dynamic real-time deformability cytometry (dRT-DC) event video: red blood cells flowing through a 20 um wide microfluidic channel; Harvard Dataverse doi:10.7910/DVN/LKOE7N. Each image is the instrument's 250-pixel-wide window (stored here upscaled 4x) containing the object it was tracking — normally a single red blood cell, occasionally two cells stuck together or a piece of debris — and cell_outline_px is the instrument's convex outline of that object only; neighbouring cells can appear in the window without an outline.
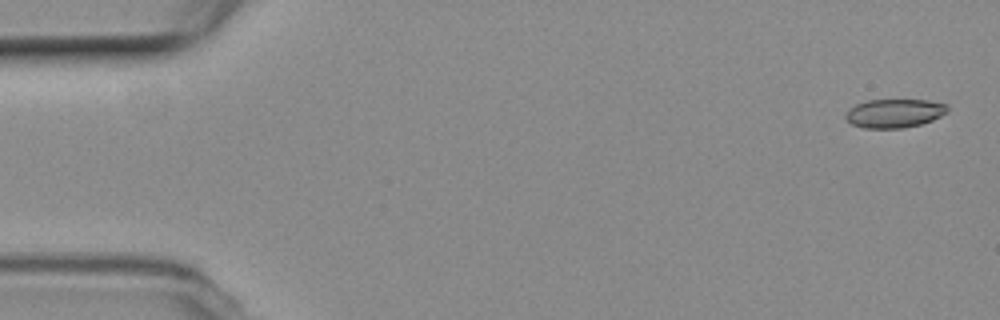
{"species": "common noctule bat (a hibernating species)", "species_latin": "Nyctalus noctula", "temperature_condition": "room temperature", "stored_images_in_passage": 55, "camera_frame_rate_fps": 3000, "um_per_image_px": 0.085, "animal": {"sex": "female", "body_mass_g": 19.3, "forearm_length_mm": 54.1}, "frame": {"image": 1, "passage_image": 2, "time_ms": 0.333, "image_size_px": [1000, 320], "cell_outline_px": [[948, 112], [932, 120], [920, 124], [904, 128], [864, 128], [852, 124], [844, 116], [848, 108], [856, 104], [868, 100], [928, 100], [948, 104]], "centroid_in_image_um": [76.03, 9.62], "position_along_channel_um": 9.0, "area_um2": 17.11}}
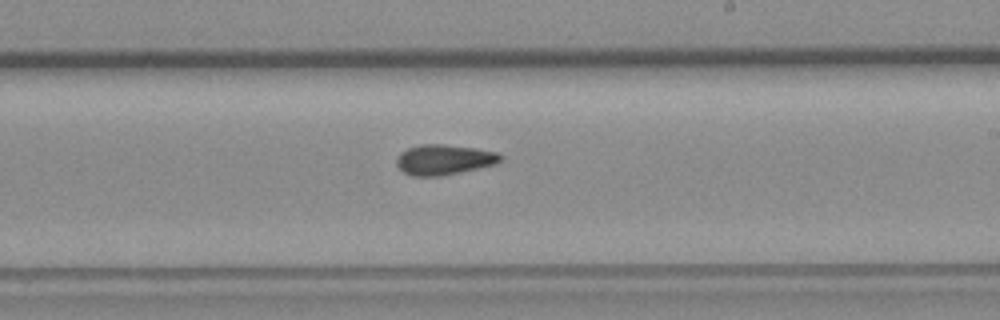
{"frame": {"image": 2, "passage_image": 32, "time_ms": 10.333, "image_size_px": [1000, 320], "cell_outline_px": [[504, 160], [496, 164], [460, 172], [440, 176], [412, 176], [404, 172], [396, 164], [396, 160], [400, 152], [408, 148], [420, 144], [444, 144], [476, 148], [496, 152], [504, 156]], "centroid_in_image_um": [37.77, 13.56], "position_along_channel_um": 251.2, "area_um2": 18.44}}
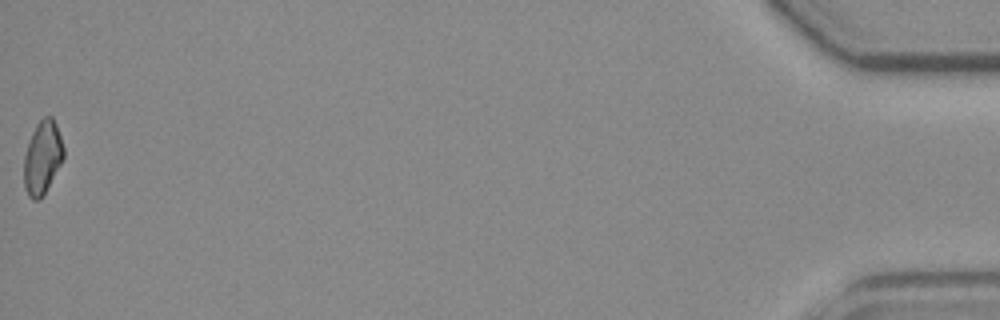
{"frame": {"image": 3, "passage_image": 55, "time_ms": 18.0, "image_size_px": [1000, 320], "cell_outline_px": [[64, 156], [60, 164], [40, 200], [32, 200], [28, 196], [24, 188], [24, 156], [32, 132], [36, 124], [44, 116], [52, 116], [56, 124], [64, 148]], "centroid_in_image_um": [3.59, 13.39], "position_along_channel_um": 431.6, "area_um2": 16.76}, "authors_computed_cell_mechanics": {"area_um2": 17.5712, "velocity_mm_per_s": 3.7507, "shape_relaxation_time_tau1_ms": null, "shape_relaxation_time_tau2_ms": 3.414, "deformation_change_tau1": null, "deformation_change_tau2": 0.0889}}